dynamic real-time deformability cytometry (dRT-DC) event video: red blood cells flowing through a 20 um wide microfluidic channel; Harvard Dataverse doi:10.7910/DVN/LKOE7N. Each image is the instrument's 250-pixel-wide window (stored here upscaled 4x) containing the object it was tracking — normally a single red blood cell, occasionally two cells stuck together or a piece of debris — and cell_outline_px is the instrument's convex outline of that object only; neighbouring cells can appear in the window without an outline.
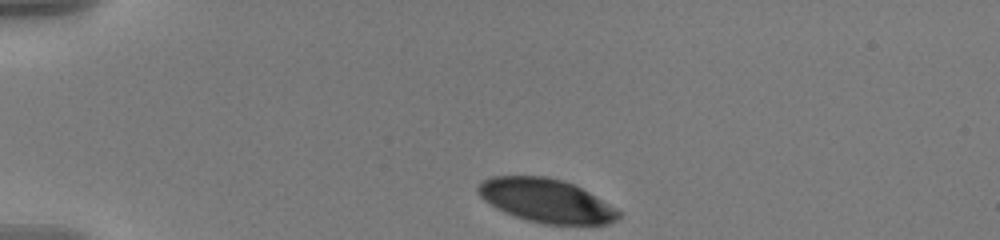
{"species": "human", "species_latin": "Homo sapiens", "temperature_condition": "warm", "stored_images_in_passage": 40, "camera_frame_rate_fps": 3000, "um_per_image_px": 0.085, "donor": {"sex": "male"}, "frame": {"image": 1, "passage_image": 1, "time_ms": 0.0, "image_size_px": [1000, 240], "cell_outline_px": [[620, 216], [616, 220], [608, 224], [544, 224], [528, 220], [504, 212], [496, 208], [484, 200], [480, 196], [476, 188], [480, 180], [492, 176], [544, 176], [564, 180], [588, 192], [616, 208], [620, 212]], "centroid_in_image_um": [46.39, 17.04], "position_along_channel_um": 38.6, "area_um2": 35.55}}
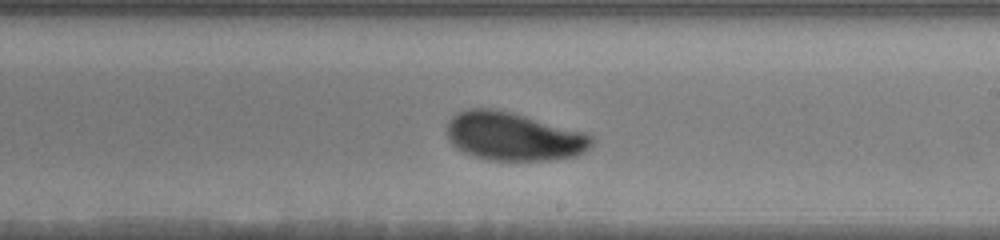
{"frame": {"image": 2, "passage_image": 23, "time_ms": 7.333, "image_size_px": [1000, 240], "cell_outline_px": [[596, 140], [584, 152], [576, 156], [552, 160], [488, 160], [464, 152], [456, 148], [452, 144], [448, 136], [448, 120], [452, 116], [468, 108], [492, 108], [512, 112], [584, 132], [592, 136]], "centroid_in_image_um": [43.67, 11.6], "position_along_channel_um": 245.3, "area_um2": 40.75}}
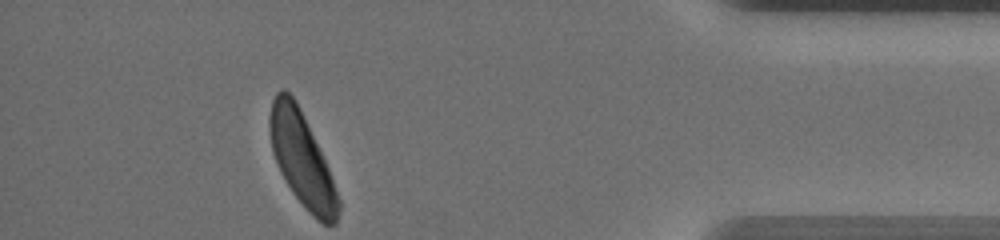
{"frame": {"image": 3, "passage_image": 40, "time_ms": 13.0, "image_size_px": [1000, 240], "cell_outline_px": [[340, 212], [336, 224], [324, 224], [316, 220], [308, 212], [292, 192], [280, 172], [272, 152], [268, 124], [268, 116], [272, 100], [276, 92], [280, 88], [284, 88], [296, 100], [300, 108], [328, 168], [340, 200]], "centroid_in_image_um": [25.64, 13.55], "position_along_channel_um": 409.6, "area_um2": 37.45}, "authors_computed_cell_mechanics": {"area_um2": 40.0843, "velocity_mm_per_s": 3.5646, "shape_relaxation_time_tau1_ms": 2.7068, "shape_relaxation_time_tau2_ms": 5.3432, "deformation_change_tau1": 0.1106, "deformation_change_tau2": 0.108}}